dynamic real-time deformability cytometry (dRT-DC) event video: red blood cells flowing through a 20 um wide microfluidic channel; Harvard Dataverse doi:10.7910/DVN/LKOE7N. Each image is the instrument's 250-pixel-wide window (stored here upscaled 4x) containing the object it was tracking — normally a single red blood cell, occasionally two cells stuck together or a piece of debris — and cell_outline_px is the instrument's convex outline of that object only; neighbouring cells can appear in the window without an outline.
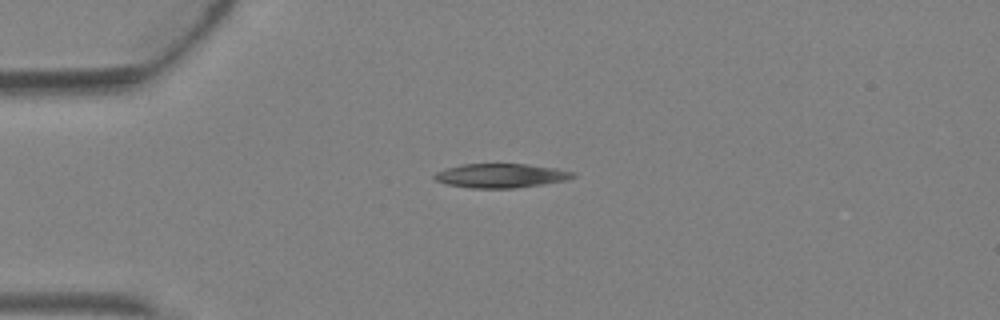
{"species": "Egyptian fruit bat (a non-hibernating species)", "species_latin": "Rousettus aegyptiacus", "temperature_condition": "warm", "stored_images_in_passage": 3, "camera_frame_rate_fps": 3000, "um_per_image_px": 0.085, "animal": {"sex": "female"}, "frame": {"image": 1, "passage_image": 3, "time_ms": 0.667, "image_size_px": [1000, 320], "cell_outline_px": [[576, 176], [568, 180], [544, 184], [516, 188], [468, 188], [444, 184], [436, 180], [432, 176], [436, 172], [448, 168], [464, 164], [528, 164], [556, 168], [576, 172]], "centroid_in_image_um": [42.61, 14.94], "position_along_channel_um": 42.4, "area_um2": 19.65}}